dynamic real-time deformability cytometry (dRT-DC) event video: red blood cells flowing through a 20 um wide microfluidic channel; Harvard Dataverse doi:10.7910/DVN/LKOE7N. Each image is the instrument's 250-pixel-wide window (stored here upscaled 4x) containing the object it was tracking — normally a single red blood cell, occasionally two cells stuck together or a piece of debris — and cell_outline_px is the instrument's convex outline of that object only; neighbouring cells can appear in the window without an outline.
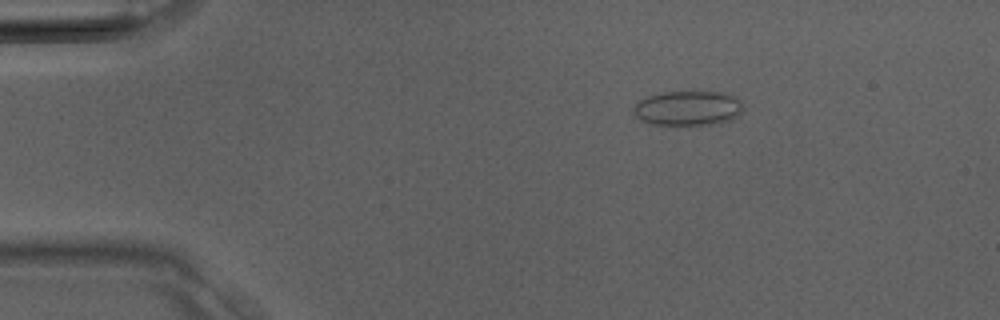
{"species": "Egyptian fruit bat (a non-hibernating species)", "species_latin": "Rousettus aegyptiacus", "temperature_condition": "room temperature", "stored_images_in_passage": 39, "camera_frame_rate_fps": 3000, "um_per_image_px": 0.085, "animal": {"sex": "male"}, "frame": {"image": 1, "passage_image": 7, "time_ms": 2.0, "image_size_px": [1000, 320], "cell_outline_px": [[740, 112], [732, 120], [720, 124], [672, 128], [652, 124], [640, 120], [632, 112], [632, 108], [640, 100], [648, 96], [664, 92], [724, 92], [736, 96], [740, 100]], "centroid_in_image_um": [58.44, 9.26], "position_along_channel_um": 26.6, "area_um2": 23.06}}
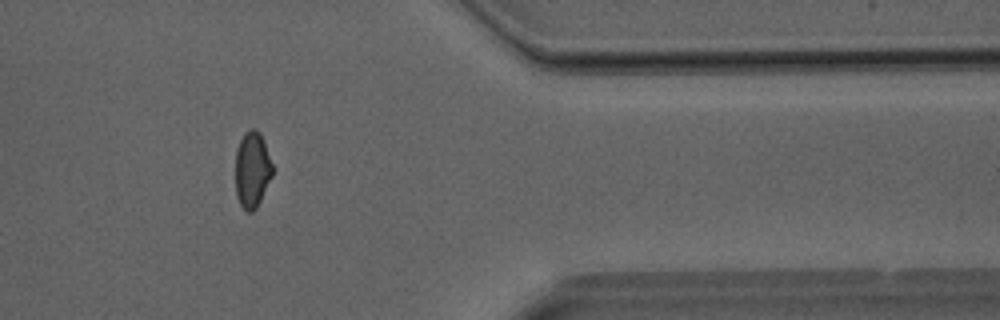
{"frame": {"image": 2, "passage_image": 32, "time_ms": 10.333, "image_size_px": [1000, 320], "cell_outline_px": [[272, 176], [256, 208], [252, 212], [248, 212], [240, 204], [236, 196], [236, 148], [244, 132], [252, 128], [256, 128], [260, 132], [264, 140], [272, 164]], "centroid_in_image_um": [21.43, 14.38], "position_along_channel_um": 390.0, "area_um2": 16.42}}
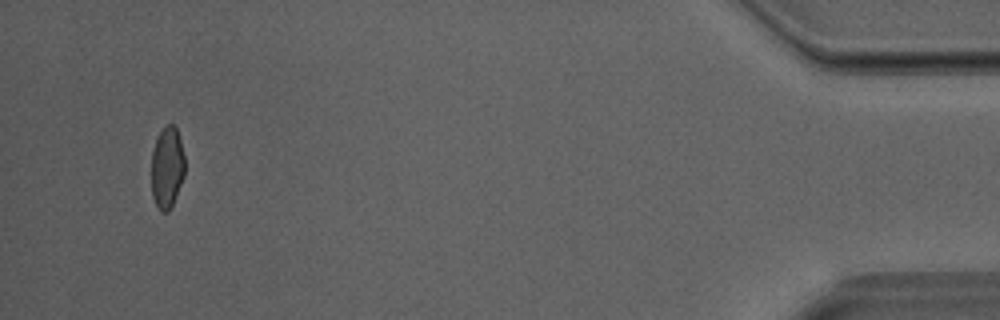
{"frame": {"image": 3, "passage_image": 37, "time_ms": 12.0, "image_size_px": [1000, 320], "cell_outline_px": [[184, 176], [172, 204], [168, 212], [160, 212], [152, 196], [152, 152], [156, 136], [168, 124], [172, 124], [176, 128], [180, 140], [184, 156]], "centroid_in_image_um": [14.19, 14.24], "position_along_channel_um": 421.0, "area_um2": 15.72}}